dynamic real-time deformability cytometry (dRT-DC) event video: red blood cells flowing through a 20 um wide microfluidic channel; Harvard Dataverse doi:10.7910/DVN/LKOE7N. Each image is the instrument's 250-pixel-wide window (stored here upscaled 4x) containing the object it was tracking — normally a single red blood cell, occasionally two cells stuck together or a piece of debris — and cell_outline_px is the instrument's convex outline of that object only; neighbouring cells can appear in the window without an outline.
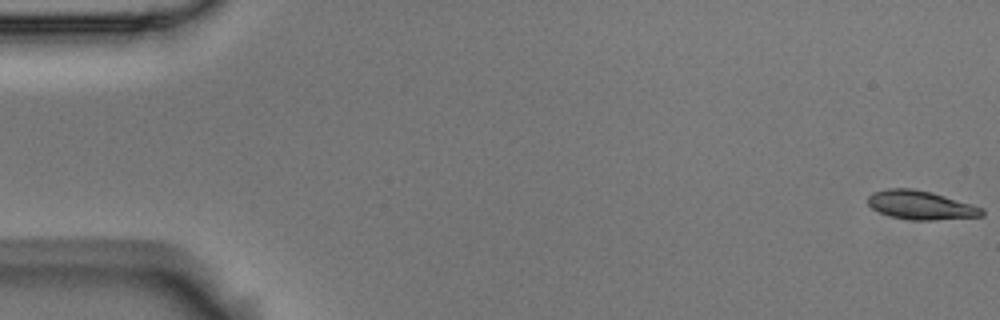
{"species": "Egyptian fruit bat (a non-hibernating species)", "species_latin": "Rousettus aegyptiacus", "temperature_condition": "room temperature", "stored_images_in_passage": 5, "camera_frame_rate_fps": 3000, "um_per_image_px": 0.085, "animal": {"sex": "male"}, "frame": {"image": 1, "passage_image": 1, "time_ms": 0.0, "image_size_px": [1000, 320], "cell_outline_px": [[984, 216], [936, 220], [908, 220], [892, 216], [880, 212], [872, 208], [868, 204], [868, 196], [872, 192], [888, 188], [912, 188], [932, 192], [972, 204], [984, 208]], "centroid_in_image_um": [78.28, 17.43], "position_along_channel_um": 6.7, "area_um2": 19.25}}
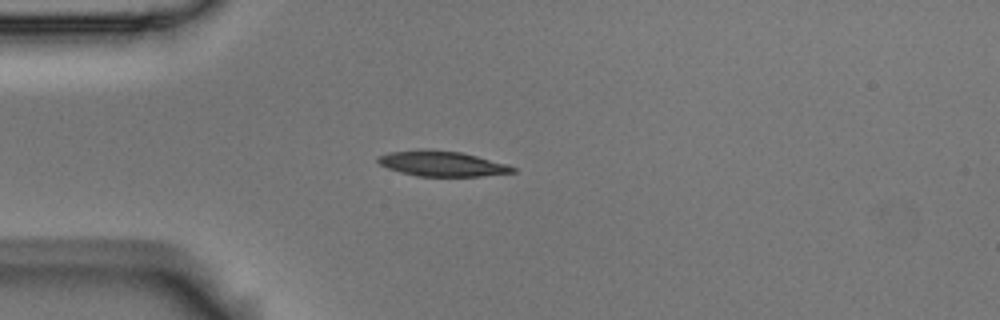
{"frame": {"image": 2, "passage_image": 5, "time_ms": 1.333, "image_size_px": [1000, 320], "cell_outline_px": [[516, 172], [480, 176], [416, 176], [400, 172], [388, 168], [380, 164], [376, 160], [376, 156], [388, 152], [416, 148], [424, 148], [460, 152], [508, 164], [516, 168]], "centroid_in_image_um": [37.51, 13.89], "position_along_channel_um": 47.5, "area_um2": 20.11}}